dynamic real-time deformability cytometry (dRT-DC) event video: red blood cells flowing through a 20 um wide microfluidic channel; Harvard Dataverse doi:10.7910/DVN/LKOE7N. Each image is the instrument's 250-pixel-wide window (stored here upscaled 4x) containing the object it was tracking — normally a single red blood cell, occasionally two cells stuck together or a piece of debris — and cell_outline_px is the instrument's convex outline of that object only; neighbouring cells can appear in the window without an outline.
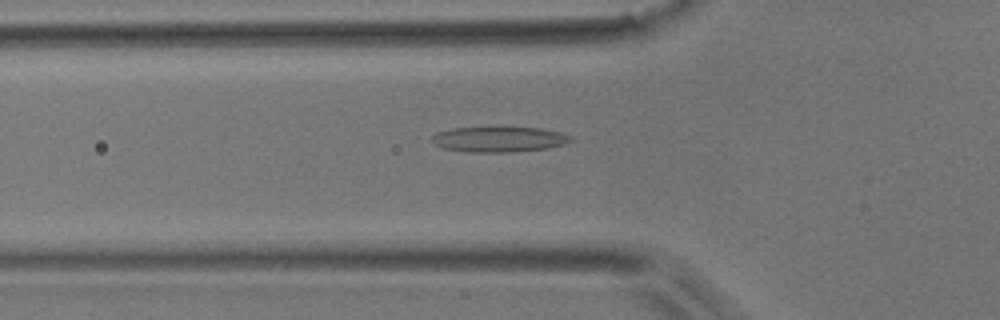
{"species": "common noctule bat (a hibernating species)", "species_latin": "Nyctalus noctula", "temperature_condition": "room temperature", "stored_images_in_passage": 41, "camera_frame_rate_fps": 3000, "um_per_image_px": 0.085, "animal": {"sex": "male", "body_mass_g": 17.9}, "frame": {"image": 1, "passage_image": 8, "time_ms": 2.333, "image_size_px": [1000, 320], "cell_outline_px": [[576, 140], [564, 144], [548, 148], [512, 152], [468, 152], [444, 148], [432, 144], [432, 136], [436, 132], [452, 128], [500, 124], [540, 128], [560, 132], [572, 136]], "centroid_in_image_um": [42.42, 11.79], "position_along_channel_um": 83.4, "area_um2": 21.79}}
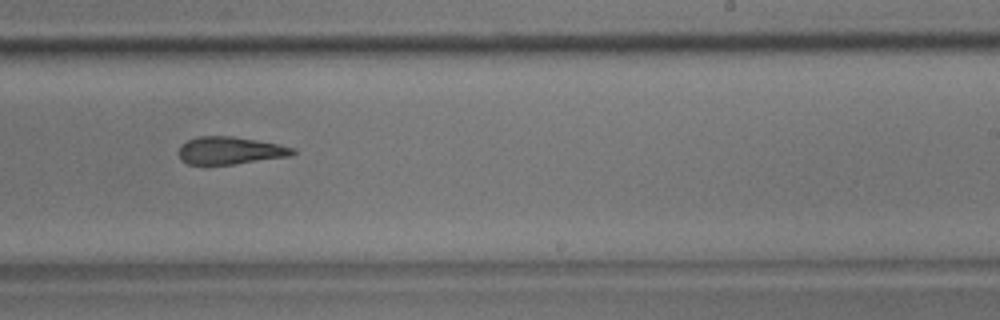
{"frame": {"image": 2, "passage_image": 22, "time_ms": 7.0, "image_size_px": [1000, 320], "cell_outline_px": [[296, 152], [292, 156], [236, 164], [188, 164], [180, 160], [180, 144], [188, 140], [200, 136], [232, 136], [256, 140], [296, 148]], "centroid_in_image_um": [19.58, 12.8], "position_along_channel_um": 269.4, "area_um2": 18.26}}
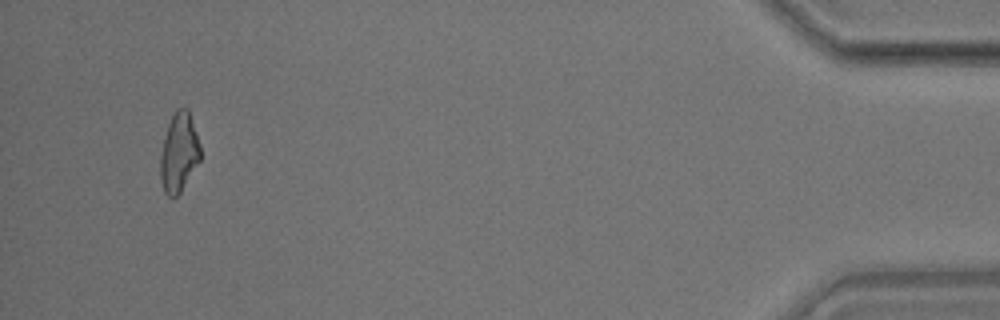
{"frame": {"image": 3, "passage_image": 39, "time_ms": 12.667, "image_size_px": [1000, 320], "cell_outline_px": [[200, 160], [180, 192], [176, 196], [168, 196], [164, 192], [160, 176], [160, 156], [168, 124], [176, 108], [188, 108], [200, 144]], "centroid_in_image_um": [15.21, 12.95], "position_along_channel_um": 420.0, "area_um2": 18.21}, "authors_computed_cell_mechanics": {"area_um2": 19.074, "velocity_mm_per_s": 3.9787, "shape_relaxation_time_tau1_ms": null, "shape_relaxation_time_tau2_ms": 4.8304, "deformation_change_tau1": null, "deformation_change_tau2": 0.163}}